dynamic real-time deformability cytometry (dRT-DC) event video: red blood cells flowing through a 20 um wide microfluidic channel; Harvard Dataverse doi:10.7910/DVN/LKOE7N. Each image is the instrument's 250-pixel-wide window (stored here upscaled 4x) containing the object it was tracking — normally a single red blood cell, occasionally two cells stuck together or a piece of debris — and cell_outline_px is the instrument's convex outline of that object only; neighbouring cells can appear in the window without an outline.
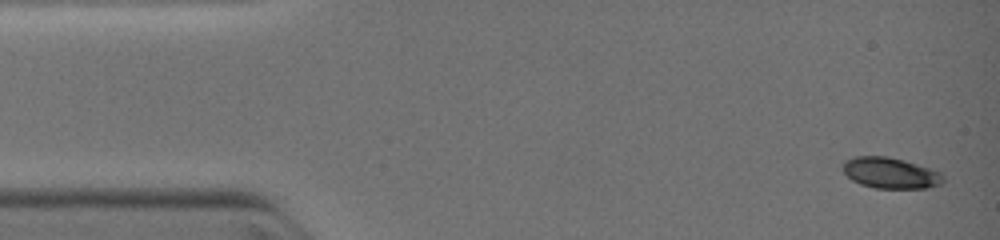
{"species": "common noctule bat (a hibernating species)", "species_latin": "Nyctalus noctula", "temperature_condition": "warm", "stored_images_in_passage": 8, "camera_frame_rate_fps": 3000, "um_per_image_px": 0.085, "animal": {"sex": "female", "body_mass_g": 19.0, "forearm_length_mm": 51.5}, "frame": {"image": 1, "passage_image": 1, "time_ms": 0.0, "image_size_px": [1000, 240], "cell_outline_px": [[944, 180], [940, 184], [928, 188], [876, 188], [860, 184], [852, 180], [844, 172], [844, 160], [856, 156], [888, 156], [904, 160], [940, 172], [944, 176]], "centroid_in_image_um": [75.69, 14.7], "position_along_channel_um": 9.3, "area_um2": 17.98}}
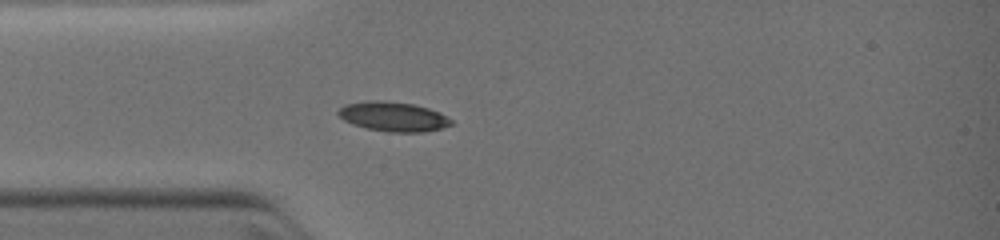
{"frame": {"image": 2, "passage_image": 6, "time_ms": 3.0, "image_size_px": [1000, 240], "cell_outline_px": [[452, 124], [440, 128], [424, 132], [388, 132], [368, 128], [352, 124], [344, 120], [336, 112], [344, 104], [364, 100], [380, 100], [412, 104], [428, 108], [440, 112], [452, 120]], "centroid_in_image_um": [33.39, 9.9], "position_along_channel_um": 51.6, "area_um2": 19.42}}
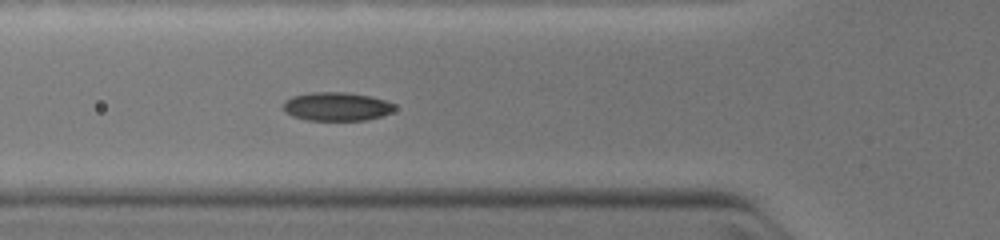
{"frame": {"image": 3, "passage_image": 8, "time_ms": 4.0, "image_size_px": [1000, 240], "cell_outline_px": [[396, 108], [392, 112], [380, 116], [364, 120], [304, 120], [292, 116], [284, 112], [284, 100], [292, 96], [308, 92], [344, 92], [372, 96], [396, 104]], "centroid_in_image_um": [28.6, 9.05], "position_along_channel_um": 97.2, "area_um2": 18.73}}